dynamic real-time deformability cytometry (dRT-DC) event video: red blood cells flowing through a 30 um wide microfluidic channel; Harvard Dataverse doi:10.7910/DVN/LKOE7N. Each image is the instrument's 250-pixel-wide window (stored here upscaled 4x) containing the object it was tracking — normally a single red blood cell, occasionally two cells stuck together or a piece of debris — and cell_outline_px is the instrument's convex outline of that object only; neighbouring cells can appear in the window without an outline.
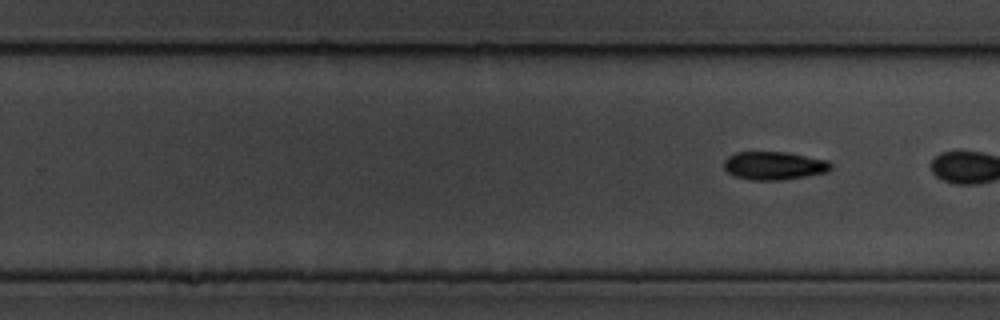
{"species": "common noctule bat (a hibernating species)", "species_latin": "Nyctalus noctula", "temperature_condition": "cold", "stored_images_in_passage": 12, "segment_of_instrument_passage": [3, 3], "camera_frame_rate_fps": 3000, "um_per_image_px": 0.085, "animal": {"sex": "male", "body_mass_g": 19.5, "forearm_length_mm": 54.6}, "frame": {"image": 1, "passage_image": 12, "time_ms": 14.667, "image_size_px": [1000, 320], "cell_outline_px": [[832, 168], [828, 172], [780, 180], [752, 180], [736, 176], [728, 172], [724, 168], [724, 160], [728, 156], [736, 152], [788, 152], [828, 160], [832, 164]], "centroid_in_image_um": [65.81, 14.07], "position_along_channel_um": 264.0, "area_um2": 17.57}}